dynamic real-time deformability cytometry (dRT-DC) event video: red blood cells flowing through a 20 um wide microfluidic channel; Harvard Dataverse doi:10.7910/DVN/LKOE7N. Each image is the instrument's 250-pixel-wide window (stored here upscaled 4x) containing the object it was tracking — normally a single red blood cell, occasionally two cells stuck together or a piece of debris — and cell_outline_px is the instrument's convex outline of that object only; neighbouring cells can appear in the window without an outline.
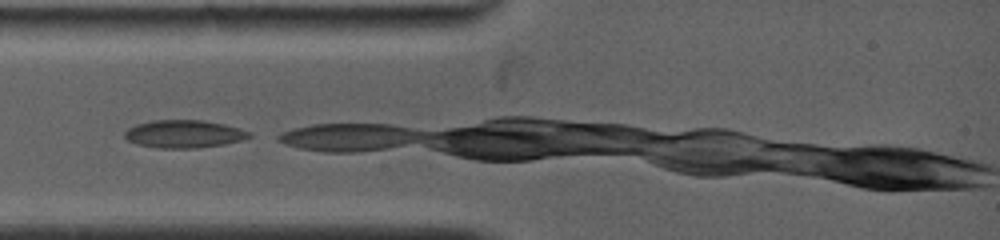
{"species": "common noctule bat (a hibernating species)", "species_latin": "Nyctalus noctula", "temperature_condition": "warm", "stored_images_in_passage": 5, "camera_frame_rate_fps": 5000, "um_per_image_px": 0.085, "animal": {"sex": "female", "body_mass_g": 19.0, "forearm_length_mm": 53.3}, "frame": {"image": 1, "passage_image": 1, "time_ms": 0.0, "image_size_px": [1000, 240], "cell_outline_px": [[252, 136], [240, 140], [224, 144], [196, 148], [156, 148], [136, 144], [128, 140], [124, 136], [124, 132], [128, 128], [136, 124], [152, 120], [200, 120], [224, 124], [240, 128], [252, 132]], "centroid_in_image_um": [15.62, 11.38], "position_along_channel_um": 69.4, "area_um2": 20.23}}